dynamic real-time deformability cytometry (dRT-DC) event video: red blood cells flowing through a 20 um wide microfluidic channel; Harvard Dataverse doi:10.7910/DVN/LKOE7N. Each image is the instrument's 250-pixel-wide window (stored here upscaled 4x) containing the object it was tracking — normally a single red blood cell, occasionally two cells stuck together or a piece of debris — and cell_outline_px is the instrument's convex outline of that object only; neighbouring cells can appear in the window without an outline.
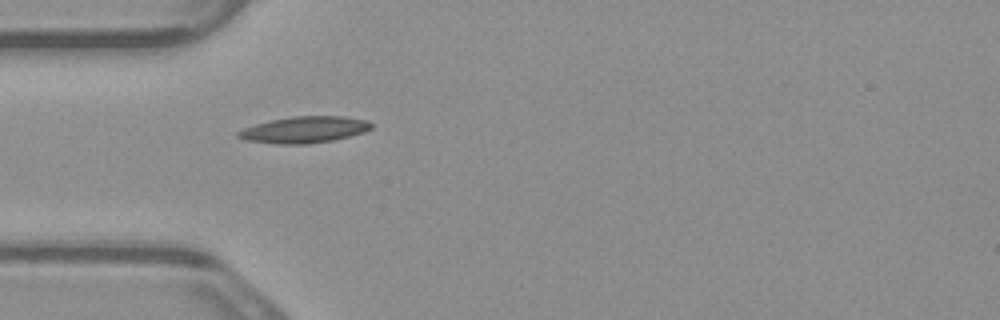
{"species": "common noctule bat (a hibernating species)", "species_latin": "Nyctalus noctula", "temperature_condition": "warm", "stored_images_in_passage": 4, "camera_frame_rate_fps": 3000, "um_per_image_px": 0.085, "animal": {"sex": "male", "body_mass_g": 23.1, "forearm_length_mm": 52.7}, "frame": {"image": 1, "passage_image": 4, "time_ms": 1.0, "image_size_px": [1000, 320], "cell_outline_px": [[372, 128], [364, 132], [332, 140], [308, 144], [276, 144], [248, 140], [236, 136], [236, 132], [244, 128], [256, 124], [272, 120], [292, 116], [344, 116], [368, 120], [372, 124]], "centroid_in_image_um": [25.88, 11.02], "position_along_channel_um": 59.1, "area_um2": 20.4}}